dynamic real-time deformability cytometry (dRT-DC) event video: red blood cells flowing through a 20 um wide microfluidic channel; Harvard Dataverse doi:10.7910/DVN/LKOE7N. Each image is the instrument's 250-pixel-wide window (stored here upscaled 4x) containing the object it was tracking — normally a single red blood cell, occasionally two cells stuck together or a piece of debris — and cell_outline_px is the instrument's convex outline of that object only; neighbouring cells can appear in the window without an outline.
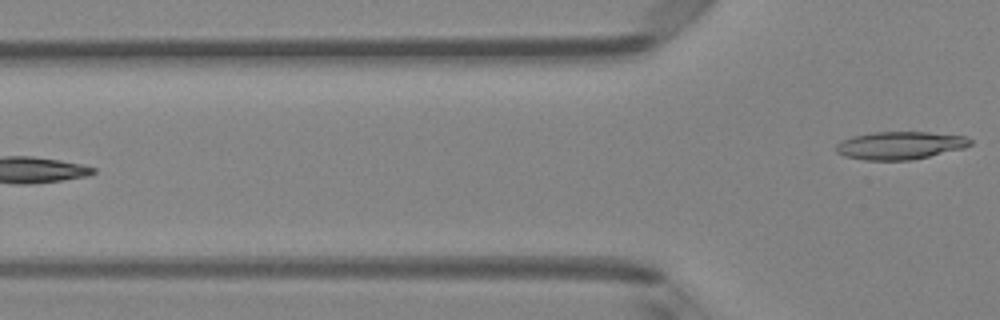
{"species": "Egyptian fruit bat (a non-hibernating species)", "species_latin": "Rousettus aegyptiacus", "temperature_condition": "room temperature", "stored_images_in_passage": 5, "camera_frame_rate_fps": 3000, "um_per_image_px": 0.085, "animal": {"sex": "female"}, "frame": {"image": 1, "passage_image": 5, "time_ms": 1.333, "image_size_px": [1000, 320], "cell_outline_px": [[972, 144], [964, 148], [912, 160], [864, 160], [844, 156], [836, 152], [836, 144], [852, 136], [872, 132], [928, 132], [964, 136], [972, 140]], "centroid_in_image_um": [76.5, 12.36], "position_along_channel_um": 49.3, "area_um2": 21.73}}